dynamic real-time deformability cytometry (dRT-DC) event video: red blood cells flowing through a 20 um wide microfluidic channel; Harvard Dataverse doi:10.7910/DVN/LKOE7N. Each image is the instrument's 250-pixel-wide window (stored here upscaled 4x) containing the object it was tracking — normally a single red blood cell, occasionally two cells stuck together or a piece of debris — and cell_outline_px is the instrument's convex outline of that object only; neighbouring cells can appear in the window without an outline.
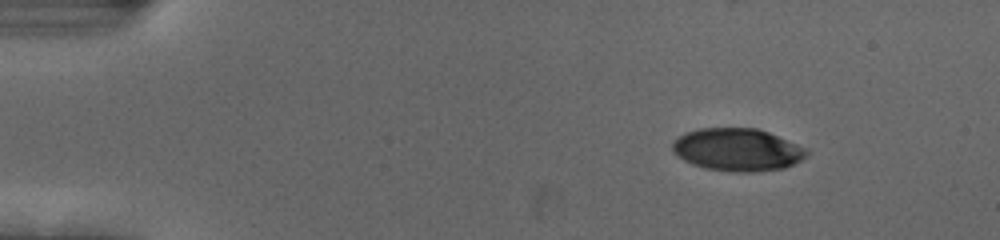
{"species": "human", "species_latin": "Homo sapiens", "temperature_condition": "cold", "stored_images_in_passage": 49, "camera_frame_rate_fps": 3000, "um_per_image_px": 0.085, "donor": {"sex": "female"}, "frame": {"image": 1, "passage_image": 1, "time_ms": 0.0, "image_size_px": [1000, 240], "cell_outline_px": [[808, 152], [800, 160], [784, 168], [752, 172], [736, 172], [704, 168], [692, 164], [676, 156], [672, 152], [672, 144], [680, 136], [688, 132], [700, 128], [756, 128], [768, 132], [808, 148]], "centroid_in_image_um": [62.67, 12.73], "position_along_channel_um": 22.3, "area_um2": 33.18}}
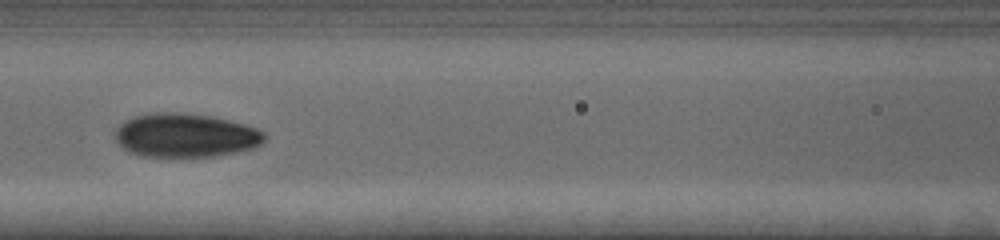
{"frame": {"image": 2, "passage_image": 19, "time_ms": 6.0, "image_size_px": [1000, 240], "cell_outline_px": [[268, 136], [260, 144], [252, 148], [212, 156], [144, 156], [132, 152], [124, 148], [116, 140], [116, 128], [124, 120], [136, 116], [152, 112], [180, 112], [212, 116], [244, 124], [256, 128], [264, 132]], "centroid_in_image_um": [15.77, 11.48], "position_along_channel_um": 150.8, "area_um2": 37.8}}
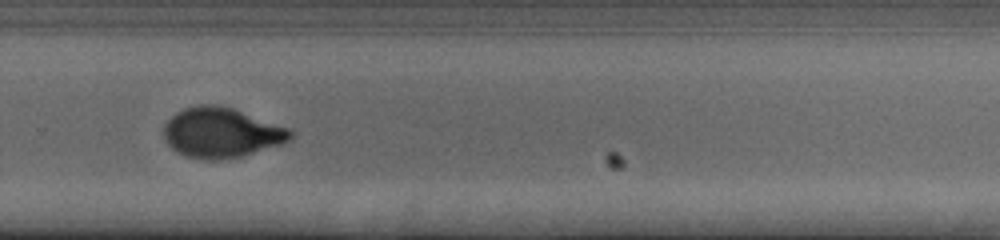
{"frame": {"image": 3, "passage_image": 32, "time_ms": 10.333, "image_size_px": [1000, 240], "cell_outline_px": [[292, 136], [288, 140], [280, 144], [244, 156], [220, 160], [204, 160], [184, 156], [172, 148], [164, 140], [164, 124], [176, 112], [184, 108], [200, 104], [216, 104], [232, 108], [288, 128], [292, 132]], "centroid_in_image_um": [18.77, 11.29], "position_along_channel_um": 311.0, "area_um2": 36.82}, "authors_computed_cell_mechanics": {"area_um2": 36.4718, "velocity_mm_per_s": 3.7162, "shape_relaxation_time_tau1_ms": 4.9959, "shape_relaxation_time_tau2_ms": 1.1674, "deformation_change_tau1": 0.2054, "deformation_change_tau2": 0.0522}}